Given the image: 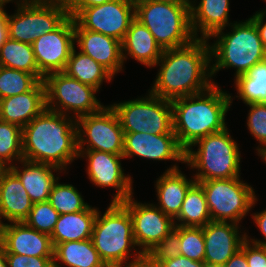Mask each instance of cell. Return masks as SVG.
Wrapping results in <instances>:
<instances>
[{"label":"cell","mask_w":266,"mask_h":267,"mask_svg":"<svg viewBox=\"0 0 266 267\" xmlns=\"http://www.w3.org/2000/svg\"><path fill=\"white\" fill-rule=\"evenodd\" d=\"M74 44V18L69 16L57 29L43 34L31 44L39 72L44 77L64 72Z\"/></svg>","instance_id":"cell-15"},{"label":"cell","mask_w":266,"mask_h":267,"mask_svg":"<svg viewBox=\"0 0 266 267\" xmlns=\"http://www.w3.org/2000/svg\"><path fill=\"white\" fill-rule=\"evenodd\" d=\"M238 228L236 223L216 221L208 222L203 227L204 262L207 266L224 265L241 249L247 235L246 233L240 235Z\"/></svg>","instance_id":"cell-19"},{"label":"cell","mask_w":266,"mask_h":267,"mask_svg":"<svg viewBox=\"0 0 266 267\" xmlns=\"http://www.w3.org/2000/svg\"><path fill=\"white\" fill-rule=\"evenodd\" d=\"M198 183L203 188L212 221L239 224L256 204L254 189L239 177Z\"/></svg>","instance_id":"cell-9"},{"label":"cell","mask_w":266,"mask_h":267,"mask_svg":"<svg viewBox=\"0 0 266 267\" xmlns=\"http://www.w3.org/2000/svg\"><path fill=\"white\" fill-rule=\"evenodd\" d=\"M20 163L23 169L14 164H11L10 169L21 180L31 201L33 203L48 201L52 186L59 179V177L54 176L53 170H62L50 164L32 162L25 159L21 160Z\"/></svg>","instance_id":"cell-25"},{"label":"cell","mask_w":266,"mask_h":267,"mask_svg":"<svg viewBox=\"0 0 266 267\" xmlns=\"http://www.w3.org/2000/svg\"><path fill=\"white\" fill-rule=\"evenodd\" d=\"M231 32L217 31L211 37L216 38L210 46V58L215 59L211 65V75L214 76L223 68H236L235 78L247 74L259 62L266 60V50L260 39L255 23L248 18L244 22H235ZM214 56V57H213Z\"/></svg>","instance_id":"cell-4"},{"label":"cell","mask_w":266,"mask_h":267,"mask_svg":"<svg viewBox=\"0 0 266 267\" xmlns=\"http://www.w3.org/2000/svg\"><path fill=\"white\" fill-rule=\"evenodd\" d=\"M74 36L80 51L105 67L113 76L123 68L121 41L83 29L74 20Z\"/></svg>","instance_id":"cell-20"},{"label":"cell","mask_w":266,"mask_h":267,"mask_svg":"<svg viewBox=\"0 0 266 267\" xmlns=\"http://www.w3.org/2000/svg\"><path fill=\"white\" fill-rule=\"evenodd\" d=\"M97 212V208L89 205L83 211L59 214L50 236L53 246L68 241L91 239Z\"/></svg>","instance_id":"cell-27"},{"label":"cell","mask_w":266,"mask_h":267,"mask_svg":"<svg viewBox=\"0 0 266 267\" xmlns=\"http://www.w3.org/2000/svg\"><path fill=\"white\" fill-rule=\"evenodd\" d=\"M9 169L10 167L8 164H5L2 160H0V179Z\"/></svg>","instance_id":"cell-51"},{"label":"cell","mask_w":266,"mask_h":267,"mask_svg":"<svg viewBox=\"0 0 266 267\" xmlns=\"http://www.w3.org/2000/svg\"><path fill=\"white\" fill-rule=\"evenodd\" d=\"M135 19L147 27L163 50L179 48L196 39L190 4L140 0L135 3Z\"/></svg>","instance_id":"cell-5"},{"label":"cell","mask_w":266,"mask_h":267,"mask_svg":"<svg viewBox=\"0 0 266 267\" xmlns=\"http://www.w3.org/2000/svg\"><path fill=\"white\" fill-rule=\"evenodd\" d=\"M12 159L23 160L22 128L0 120V160L10 167Z\"/></svg>","instance_id":"cell-35"},{"label":"cell","mask_w":266,"mask_h":267,"mask_svg":"<svg viewBox=\"0 0 266 267\" xmlns=\"http://www.w3.org/2000/svg\"><path fill=\"white\" fill-rule=\"evenodd\" d=\"M148 254L159 263L179 256L180 226L175 225V228L151 249Z\"/></svg>","instance_id":"cell-39"},{"label":"cell","mask_w":266,"mask_h":267,"mask_svg":"<svg viewBox=\"0 0 266 267\" xmlns=\"http://www.w3.org/2000/svg\"><path fill=\"white\" fill-rule=\"evenodd\" d=\"M250 110L247 118L248 129L260 143L257 152L266 147V103H249Z\"/></svg>","instance_id":"cell-38"},{"label":"cell","mask_w":266,"mask_h":267,"mask_svg":"<svg viewBox=\"0 0 266 267\" xmlns=\"http://www.w3.org/2000/svg\"><path fill=\"white\" fill-rule=\"evenodd\" d=\"M0 245L5 253L35 257H54L51 237L23 222L0 225Z\"/></svg>","instance_id":"cell-18"},{"label":"cell","mask_w":266,"mask_h":267,"mask_svg":"<svg viewBox=\"0 0 266 267\" xmlns=\"http://www.w3.org/2000/svg\"><path fill=\"white\" fill-rule=\"evenodd\" d=\"M229 1L230 0H201L198 5H196L195 0L191 1V26L196 38L208 39L217 31L221 29L224 30L226 26L230 25L228 22ZM197 32H201V37H198Z\"/></svg>","instance_id":"cell-26"},{"label":"cell","mask_w":266,"mask_h":267,"mask_svg":"<svg viewBox=\"0 0 266 267\" xmlns=\"http://www.w3.org/2000/svg\"><path fill=\"white\" fill-rule=\"evenodd\" d=\"M43 82L46 108L51 111L67 116L70 111H73L74 118L77 120L82 116L98 112L104 107L95 96L98 89L69 77L65 72L48 74Z\"/></svg>","instance_id":"cell-10"},{"label":"cell","mask_w":266,"mask_h":267,"mask_svg":"<svg viewBox=\"0 0 266 267\" xmlns=\"http://www.w3.org/2000/svg\"><path fill=\"white\" fill-rule=\"evenodd\" d=\"M161 265L162 267H208L205 262L194 261L182 255L165 260Z\"/></svg>","instance_id":"cell-43"},{"label":"cell","mask_w":266,"mask_h":267,"mask_svg":"<svg viewBox=\"0 0 266 267\" xmlns=\"http://www.w3.org/2000/svg\"><path fill=\"white\" fill-rule=\"evenodd\" d=\"M210 57L208 39L196 38L188 45L164 50L156 63L160 69L149 92L172 101L206 91L215 84L211 80Z\"/></svg>","instance_id":"cell-1"},{"label":"cell","mask_w":266,"mask_h":267,"mask_svg":"<svg viewBox=\"0 0 266 267\" xmlns=\"http://www.w3.org/2000/svg\"><path fill=\"white\" fill-rule=\"evenodd\" d=\"M100 214L98 211L93 226L94 247L107 267H126L136 246L131 215L121 202H111Z\"/></svg>","instance_id":"cell-6"},{"label":"cell","mask_w":266,"mask_h":267,"mask_svg":"<svg viewBox=\"0 0 266 267\" xmlns=\"http://www.w3.org/2000/svg\"><path fill=\"white\" fill-rule=\"evenodd\" d=\"M88 157L87 174L98 187H112L117 190L111 202H123L133 196L131 176L124 174L120 159L123 155L97 150H78V157Z\"/></svg>","instance_id":"cell-16"},{"label":"cell","mask_w":266,"mask_h":267,"mask_svg":"<svg viewBox=\"0 0 266 267\" xmlns=\"http://www.w3.org/2000/svg\"><path fill=\"white\" fill-rule=\"evenodd\" d=\"M231 98L213 84L206 91L171 101L173 131L185 151L198 139L227 128L225 116L232 105Z\"/></svg>","instance_id":"cell-3"},{"label":"cell","mask_w":266,"mask_h":267,"mask_svg":"<svg viewBox=\"0 0 266 267\" xmlns=\"http://www.w3.org/2000/svg\"><path fill=\"white\" fill-rule=\"evenodd\" d=\"M0 267H8L5 249L0 245Z\"/></svg>","instance_id":"cell-50"},{"label":"cell","mask_w":266,"mask_h":267,"mask_svg":"<svg viewBox=\"0 0 266 267\" xmlns=\"http://www.w3.org/2000/svg\"><path fill=\"white\" fill-rule=\"evenodd\" d=\"M58 217L59 213L48 201L36 202L24 222L29 227L51 236Z\"/></svg>","instance_id":"cell-36"},{"label":"cell","mask_w":266,"mask_h":267,"mask_svg":"<svg viewBox=\"0 0 266 267\" xmlns=\"http://www.w3.org/2000/svg\"><path fill=\"white\" fill-rule=\"evenodd\" d=\"M258 154L260 155L261 159H263L266 163V147H264L262 150H260L258 152Z\"/></svg>","instance_id":"cell-54"},{"label":"cell","mask_w":266,"mask_h":267,"mask_svg":"<svg viewBox=\"0 0 266 267\" xmlns=\"http://www.w3.org/2000/svg\"><path fill=\"white\" fill-rule=\"evenodd\" d=\"M266 17V14L262 11H257L250 19L255 23L260 39L262 41V44L266 50V22H264V18Z\"/></svg>","instance_id":"cell-46"},{"label":"cell","mask_w":266,"mask_h":267,"mask_svg":"<svg viewBox=\"0 0 266 267\" xmlns=\"http://www.w3.org/2000/svg\"><path fill=\"white\" fill-rule=\"evenodd\" d=\"M75 48H73L64 70L69 77L93 86L98 90L103 80H112L113 75L105 67L81 51L76 53Z\"/></svg>","instance_id":"cell-29"},{"label":"cell","mask_w":266,"mask_h":267,"mask_svg":"<svg viewBox=\"0 0 266 267\" xmlns=\"http://www.w3.org/2000/svg\"><path fill=\"white\" fill-rule=\"evenodd\" d=\"M17 8L14 15H8L9 38L28 44L54 31L69 17L67 6L58 3L18 4Z\"/></svg>","instance_id":"cell-11"},{"label":"cell","mask_w":266,"mask_h":267,"mask_svg":"<svg viewBox=\"0 0 266 267\" xmlns=\"http://www.w3.org/2000/svg\"><path fill=\"white\" fill-rule=\"evenodd\" d=\"M134 19L135 3L129 0H112L84 8L74 17L83 29L102 33L121 42Z\"/></svg>","instance_id":"cell-13"},{"label":"cell","mask_w":266,"mask_h":267,"mask_svg":"<svg viewBox=\"0 0 266 267\" xmlns=\"http://www.w3.org/2000/svg\"><path fill=\"white\" fill-rule=\"evenodd\" d=\"M198 145L197 151L193 146ZM240 150L228 128L198 139L185 151V163L198 169L196 182L240 177Z\"/></svg>","instance_id":"cell-7"},{"label":"cell","mask_w":266,"mask_h":267,"mask_svg":"<svg viewBox=\"0 0 266 267\" xmlns=\"http://www.w3.org/2000/svg\"><path fill=\"white\" fill-rule=\"evenodd\" d=\"M9 38L8 14L0 6V49Z\"/></svg>","instance_id":"cell-47"},{"label":"cell","mask_w":266,"mask_h":267,"mask_svg":"<svg viewBox=\"0 0 266 267\" xmlns=\"http://www.w3.org/2000/svg\"><path fill=\"white\" fill-rule=\"evenodd\" d=\"M252 217L257 227L260 229V232L263 234L264 239L266 240V209L260 213L252 214ZM250 241L251 243H254L257 245L266 246V241L264 240L261 241V240L250 239Z\"/></svg>","instance_id":"cell-45"},{"label":"cell","mask_w":266,"mask_h":267,"mask_svg":"<svg viewBox=\"0 0 266 267\" xmlns=\"http://www.w3.org/2000/svg\"><path fill=\"white\" fill-rule=\"evenodd\" d=\"M0 66L33 74L39 81L44 76L39 72L31 44L8 38L0 49Z\"/></svg>","instance_id":"cell-31"},{"label":"cell","mask_w":266,"mask_h":267,"mask_svg":"<svg viewBox=\"0 0 266 267\" xmlns=\"http://www.w3.org/2000/svg\"><path fill=\"white\" fill-rule=\"evenodd\" d=\"M48 202L59 214L75 213L85 210L89 204L72 184H53Z\"/></svg>","instance_id":"cell-33"},{"label":"cell","mask_w":266,"mask_h":267,"mask_svg":"<svg viewBox=\"0 0 266 267\" xmlns=\"http://www.w3.org/2000/svg\"><path fill=\"white\" fill-rule=\"evenodd\" d=\"M240 250L246 255L249 267H266V246L251 243L246 237Z\"/></svg>","instance_id":"cell-41"},{"label":"cell","mask_w":266,"mask_h":267,"mask_svg":"<svg viewBox=\"0 0 266 267\" xmlns=\"http://www.w3.org/2000/svg\"><path fill=\"white\" fill-rule=\"evenodd\" d=\"M195 179H187L178 166L173 165L165 170L164 174L156 180L158 206L166 215L174 220L178 216L182 203L189 188Z\"/></svg>","instance_id":"cell-23"},{"label":"cell","mask_w":266,"mask_h":267,"mask_svg":"<svg viewBox=\"0 0 266 267\" xmlns=\"http://www.w3.org/2000/svg\"><path fill=\"white\" fill-rule=\"evenodd\" d=\"M136 155L149 160L170 159L185 163V150L175 134L124 133V159Z\"/></svg>","instance_id":"cell-17"},{"label":"cell","mask_w":266,"mask_h":267,"mask_svg":"<svg viewBox=\"0 0 266 267\" xmlns=\"http://www.w3.org/2000/svg\"><path fill=\"white\" fill-rule=\"evenodd\" d=\"M134 258L126 267H162L161 263L155 261L148 253L135 250Z\"/></svg>","instance_id":"cell-44"},{"label":"cell","mask_w":266,"mask_h":267,"mask_svg":"<svg viewBox=\"0 0 266 267\" xmlns=\"http://www.w3.org/2000/svg\"><path fill=\"white\" fill-rule=\"evenodd\" d=\"M45 108V85L42 80L30 91L0 99V120L23 128Z\"/></svg>","instance_id":"cell-21"},{"label":"cell","mask_w":266,"mask_h":267,"mask_svg":"<svg viewBox=\"0 0 266 267\" xmlns=\"http://www.w3.org/2000/svg\"><path fill=\"white\" fill-rule=\"evenodd\" d=\"M23 159L61 170L78 157L76 119L45 108L22 128Z\"/></svg>","instance_id":"cell-2"},{"label":"cell","mask_w":266,"mask_h":267,"mask_svg":"<svg viewBox=\"0 0 266 267\" xmlns=\"http://www.w3.org/2000/svg\"><path fill=\"white\" fill-rule=\"evenodd\" d=\"M208 267H225L224 265H215V266H208Z\"/></svg>","instance_id":"cell-55"},{"label":"cell","mask_w":266,"mask_h":267,"mask_svg":"<svg viewBox=\"0 0 266 267\" xmlns=\"http://www.w3.org/2000/svg\"><path fill=\"white\" fill-rule=\"evenodd\" d=\"M180 255L204 262L205 241L203 227L180 226Z\"/></svg>","instance_id":"cell-37"},{"label":"cell","mask_w":266,"mask_h":267,"mask_svg":"<svg viewBox=\"0 0 266 267\" xmlns=\"http://www.w3.org/2000/svg\"><path fill=\"white\" fill-rule=\"evenodd\" d=\"M236 96L245 104L266 103V60L254 65L247 74L235 78Z\"/></svg>","instance_id":"cell-32"},{"label":"cell","mask_w":266,"mask_h":267,"mask_svg":"<svg viewBox=\"0 0 266 267\" xmlns=\"http://www.w3.org/2000/svg\"><path fill=\"white\" fill-rule=\"evenodd\" d=\"M38 82L33 74L0 66V99L30 91Z\"/></svg>","instance_id":"cell-34"},{"label":"cell","mask_w":266,"mask_h":267,"mask_svg":"<svg viewBox=\"0 0 266 267\" xmlns=\"http://www.w3.org/2000/svg\"><path fill=\"white\" fill-rule=\"evenodd\" d=\"M76 124L78 150H97L123 155L124 132L111 105L78 118ZM85 144L86 148L83 147Z\"/></svg>","instance_id":"cell-12"},{"label":"cell","mask_w":266,"mask_h":267,"mask_svg":"<svg viewBox=\"0 0 266 267\" xmlns=\"http://www.w3.org/2000/svg\"><path fill=\"white\" fill-rule=\"evenodd\" d=\"M129 1L136 3V2H138L140 0H129Z\"/></svg>","instance_id":"cell-56"},{"label":"cell","mask_w":266,"mask_h":267,"mask_svg":"<svg viewBox=\"0 0 266 267\" xmlns=\"http://www.w3.org/2000/svg\"><path fill=\"white\" fill-rule=\"evenodd\" d=\"M121 47L123 62L129 55V57L148 67L156 66L164 51L147 27L136 19L131 22L121 42Z\"/></svg>","instance_id":"cell-24"},{"label":"cell","mask_w":266,"mask_h":267,"mask_svg":"<svg viewBox=\"0 0 266 267\" xmlns=\"http://www.w3.org/2000/svg\"><path fill=\"white\" fill-rule=\"evenodd\" d=\"M73 0H44V2H49V3H58L62 4L65 6H68Z\"/></svg>","instance_id":"cell-52"},{"label":"cell","mask_w":266,"mask_h":267,"mask_svg":"<svg viewBox=\"0 0 266 267\" xmlns=\"http://www.w3.org/2000/svg\"><path fill=\"white\" fill-rule=\"evenodd\" d=\"M107 267L94 247L92 239L68 241L54 247L53 267Z\"/></svg>","instance_id":"cell-28"},{"label":"cell","mask_w":266,"mask_h":267,"mask_svg":"<svg viewBox=\"0 0 266 267\" xmlns=\"http://www.w3.org/2000/svg\"><path fill=\"white\" fill-rule=\"evenodd\" d=\"M157 1L177 3V4H191L192 0H157Z\"/></svg>","instance_id":"cell-53"},{"label":"cell","mask_w":266,"mask_h":267,"mask_svg":"<svg viewBox=\"0 0 266 267\" xmlns=\"http://www.w3.org/2000/svg\"><path fill=\"white\" fill-rule=\"evenodd\" d=\"M117 113L124 133L175 134L170 100L149 92L145 98L111 105Z\"/></svg>","instance_id":"cell-8"},{"label":"cell","mask_w":266,"mask_h":267,"mask_svg":"<svg viewBox=\"0 0 266 267\" xmlns=\"http://www.w3.org/2000/svg\"><path fill=\"white\" fill-rule=\"evenodd\" d=\"M10 1H13V0H2V6L4 7V5L6 3H9ZM44 0H17L16 4H34V3H39V2H43Z\"/></svg>","instance_id":"cell-49"},{"label":"cell","mask_w":266,"mask_h":267,"mask_svg":"<svg viewBox=\"0 0 266 267\" xmlns=\"http://www.w3.org/2000/svg\"><path fill=\"white\" fill-rule=\"evenodd\" d=\"M175 219L180 222L175 221V225L183 227H204L212 221L203 188L198 182H195L187 191Z\"/></svg>","instance_id":"cell-30"},{"label":"cell","mask_w":266,"mask_h":267,"mask_svg":"<svg viewBox=\"0 0 266 267\" xmlns=\"http://www.w3.org/2000/svg\"><path fill=\"white\" fill-rule=\"evenodd\" d=\"M225 267H249L246 255L239 250L225 264Z\"/></svg>","instance_id":"cell-48"},{"label":"cell","mask_w":266,"mask_h":267,"mask_svg":"<svg viewBox=\"0 0 266 267\" xmlns=\"http://www.w3.org/2000/svg\"><path fill=\"white\" fill-rule=\"evenodd\" d=\"M8 267H53L54 257H35L5 253Z\"/></svg>","instance_id":"cell-40"},{"label":"cell","mask_w":266,"mask_h":267,"mask_svg":"<svg viewBox=\"0 0 266 267\" xmlns=\"http://www.w3.org/2000/svg\"><path fill=\"white\" fill-rule=\"evenodd\" d=\"M110 1L112 0H73L67 6L68 14L74 18L84 8L101 5Z\"/></svg>","instance_id":"cell-42"},{"label":"cell","mask_w":266,"mask_h":267,"mask_svg":"<svg viewBox=\"0 0 266 267\" xmlns=\"http://www.w3.org/2000/svg\"><path fill=\"white\" fill-rule=\"evenodd\" d=\"M132 197L121 203L131 215L136 246L149 253L175 228V220L152 203H138Z\"/></svg>","instance_id":"cell-14"},{"label":"cell","mask_w":266,"mask_h":267,"mask_svg":"<svg viewBox=\"0 0 266 267\" xmlns=\"http://www.w3.org/2000/svg\"><path fill=\"white\" fill-rule=\"evenodd\" d=\"M32 206L21 180L9 169L0 179V225L2 217L9 222H23Z\"/></svg>","instance_id":"cell-22"}]
</instances>
